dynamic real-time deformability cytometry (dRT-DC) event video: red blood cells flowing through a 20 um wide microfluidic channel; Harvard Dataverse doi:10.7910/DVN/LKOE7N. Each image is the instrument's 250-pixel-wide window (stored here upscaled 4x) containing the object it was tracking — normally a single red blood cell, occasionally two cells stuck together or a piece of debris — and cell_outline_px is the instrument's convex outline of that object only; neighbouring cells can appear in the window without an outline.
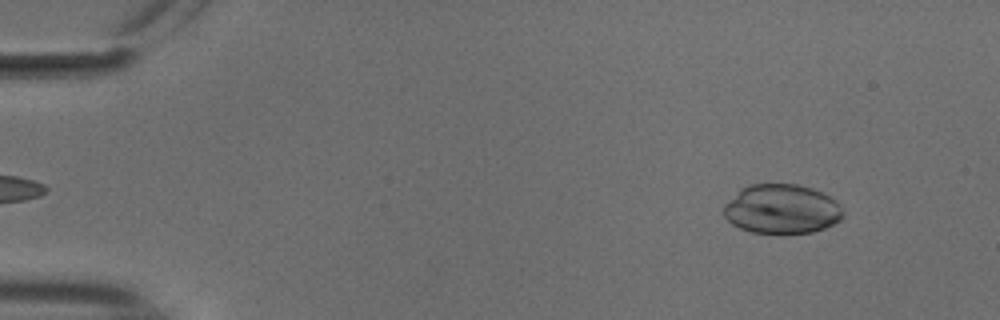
{"species": "common noctule bat (a hibernating species)", "species_latin": "Nyctalus noctula", "temperature_condition": "cold", "stored_images_in_passage": 52, "camera_frame_rate_fps": 3000, "um_per_image_px": 0.085, "animal": {"sex": "male", "body_mass_g": 18.8}, "frame": {"image": 1, "passage_image": 4, "time_ms": 1.0, "image_size_px": [1000, 320], "cell_outline_px": [[844, 216], [840, 220], [824, 228], [812, 232], [752, 232], [740, 228], [732, 224], [724, 216], [724, 204], [740, 188], [752, 184], [796, 184], [812, 188], [836, 200], [844, 212]], "centroid_in_image_um": [66.44, 17.75], "position_along_channel_um": 18.6, "area_um2": 34.1}}
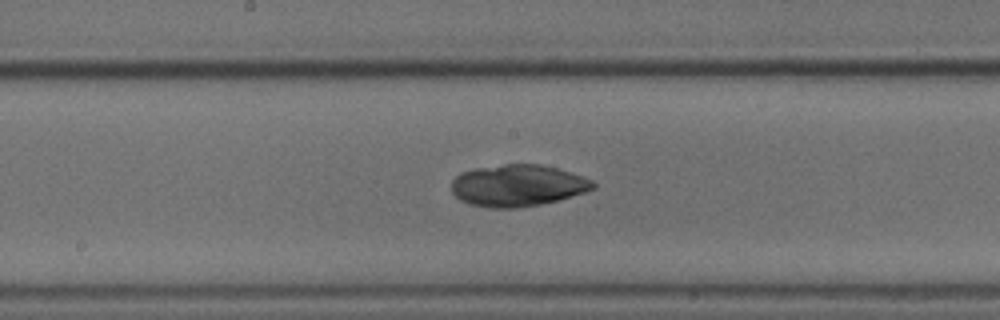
{"frame": {"image": 2, "passage_image": 27, "time_ms": 8.667, "image_size_px": [1000, 320], "cell_outline_px": [[596, 188], [584, 192], [556, 200], [540, 204], [520, 208], [488, 208], [468, 204], [460, 200], [452, 192], [452, 180], [460, 172], [476, 168], [504, 164], [540, 164], [556, 168], [592, 180], [596, 184]], "centroid_in_image_um": [43.96, 15.77], "position_along_channel_um": 204.2, "area_um2": 34.33}}
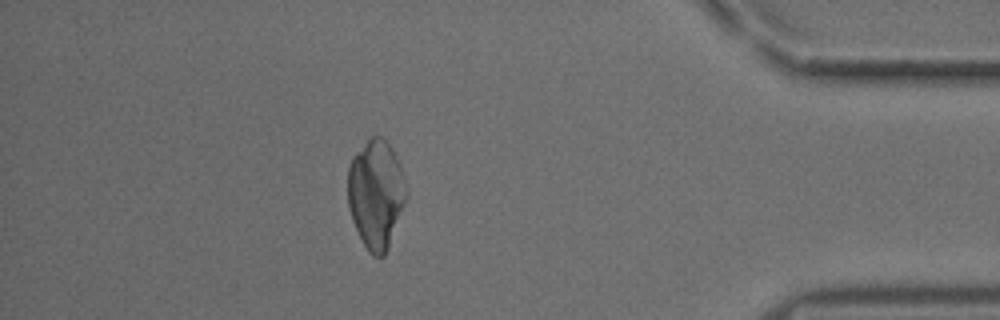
{"frame": {"image": 3, "passage_image": 46, "time_ms": 15.0, "image_size_px": [1000, 320], "cell_outline_px": [[408, 196], [388, 248], [384, 256], [372, 256], [368, 252], [352, 220], [348, 208], [348, 168], [352, 156], [372, 136], [380, 136], [392, 148], [400, 164], [404, 176], [408, 192]], "centroid_in_image_um": [31.97, 16.49], "position_along_channel_um": 403.2, "area_um2": 37.17}}